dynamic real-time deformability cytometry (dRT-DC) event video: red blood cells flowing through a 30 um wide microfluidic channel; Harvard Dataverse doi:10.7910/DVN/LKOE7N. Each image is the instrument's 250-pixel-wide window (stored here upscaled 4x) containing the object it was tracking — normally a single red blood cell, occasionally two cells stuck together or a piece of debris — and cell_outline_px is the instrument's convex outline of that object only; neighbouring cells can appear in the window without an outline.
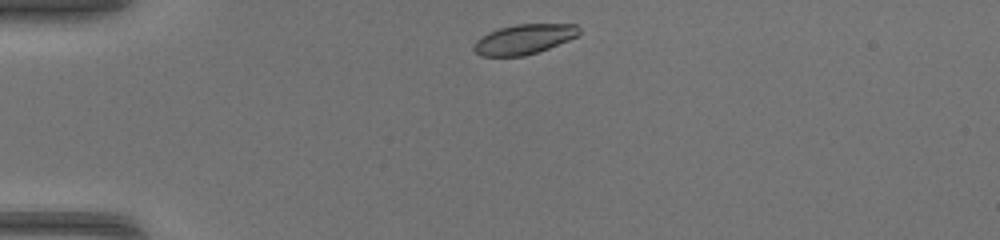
{"species": "common noctule bat (a hibernating species)", "species_latin": "Nyctalus noctula", "temperature_condition": "warm", "stored_images_in_passage": 36, "camera_frame_rate_fps": 3000, "um_per_image_px": 0.085, "animal": {"sex": "female", "body_mass_g": 17.0, "forearm_length_mm": 48.0}, "frame": {"image": 1, "passage_image": 1, "time_ms": 0.0, "image_size_px": [1000, 240], "cell_outline_px": [[580, 32], [576, 36], [568, 40], [548, 48], [524, 56], [480, 56], [472, 48], [476, 40], [480, 36], [488, 32], [500, 28], [516, 24], [576, 24], [580, 28]], "centroid_in_image_um": [44.51, 3.33], "position_along_channel_um": 40.5, "area_um2": 18.26}}
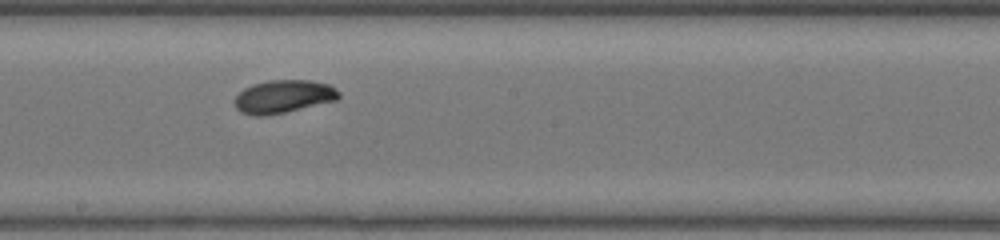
{"frame": {"image": 2, "passage_image": 16, "time_ms": 5.0, "image_size_px": [1000, 240], "cell_outline_px": [[340, 96], [336, 100], [284, 112], [264, 116], [252, 116], [240, 112], [236, 108], [236, 96], [244, 88], [252, 84], [268, 80], [308, 80], [328, 84], [340, 92]], "centroid_in_image_um": [24.07, 8.2], "position_along_channel_um": 224.1, "area_um2": 19.88}}
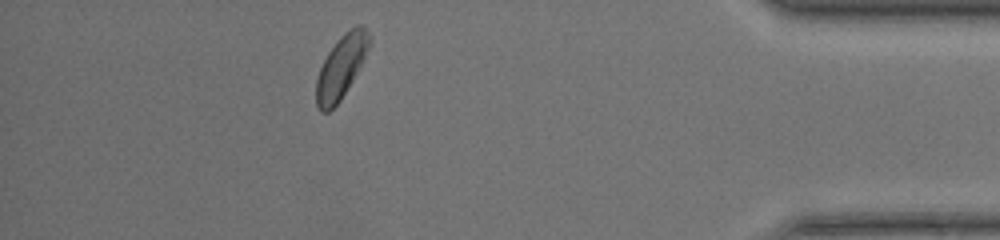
{"frame": {"image": 3, "passage_image": 31, "time_ms": 10.0, "image_size_px": [1000, 240], "cell_outline_px": [[372, 44], [352, 80], [340, 100], [328, 112], [320, 112], [316, 104], [316, 80], [320, 68], [328, 52], [336, 40], [344, 32], [356, 24], [360, 24], [372, 36]], "centroid_in_image_um": [29.01, 5.64], "position_along_channel_um": 406.2, "area_um2": 19.48}}